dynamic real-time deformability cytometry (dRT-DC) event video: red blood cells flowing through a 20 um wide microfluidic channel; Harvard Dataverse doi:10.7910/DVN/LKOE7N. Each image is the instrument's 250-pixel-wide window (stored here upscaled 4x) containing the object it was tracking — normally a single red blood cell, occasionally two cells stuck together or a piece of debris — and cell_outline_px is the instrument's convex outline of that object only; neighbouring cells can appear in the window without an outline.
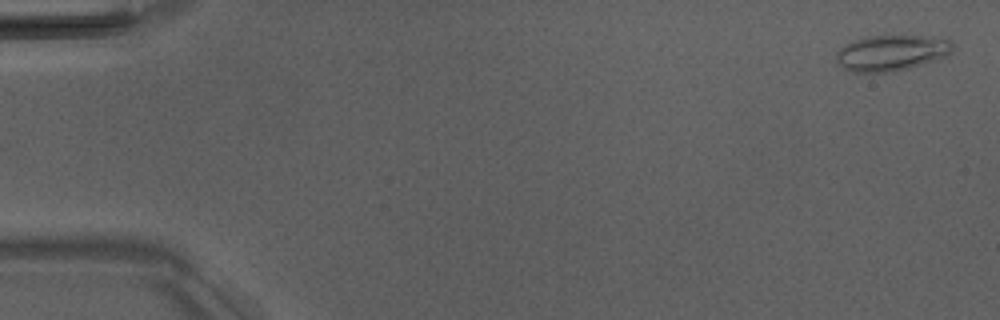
{"species": "Egyptian fruit bat (a non-hibernating species)", "species_latin": "Rousettus aegyptiacus", "temperature_condition": "room temperature", "stored_images_in_passage": 5, "camera_frame_rate_fps": 3000, "um_per_image_px": 0.085, "animal": {"sex": "male"}, "frame": {"image": 1, "passage_image": 1, "time_ms": 0.0, "image_size_px": [1000, 320], "cell_outline_px": [[952, 52], [948, 56], [908, 68], [892, 72], [852, 72], [844, 68], [836, 60], [836, 52], [844, 44], [852, 40], [868, 36], [928, 36], [952, 40]], "centroid_in_image_um": [75.76, 4.49], "position_along_channel_um": 9.2, "area_um2": 24.33}}